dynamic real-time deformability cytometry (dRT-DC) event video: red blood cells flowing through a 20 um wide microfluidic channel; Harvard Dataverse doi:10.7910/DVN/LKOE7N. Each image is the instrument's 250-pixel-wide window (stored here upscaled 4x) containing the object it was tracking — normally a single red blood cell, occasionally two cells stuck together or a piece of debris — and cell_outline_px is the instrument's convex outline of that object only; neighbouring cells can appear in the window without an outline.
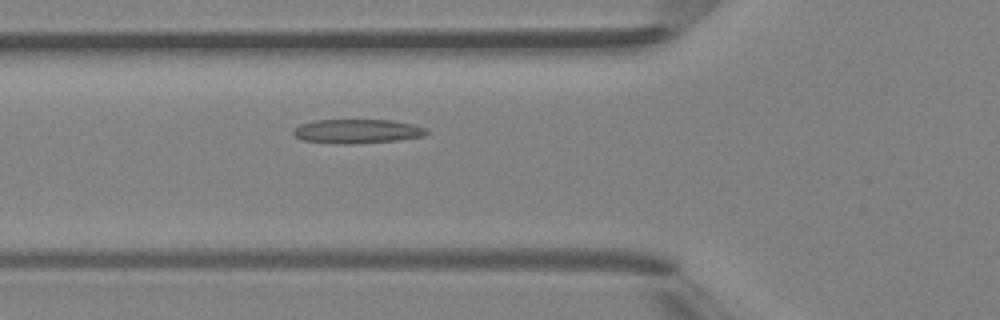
{"species": "Egyptian fruit bat (a non-hibernating species)", "species_latin": "Rousettus aegyptiacus", "temperature_condition": "room temperature", "stored_images_in_passage": 44, "camera_frame_rate_fps": 3000, "um_per_image_px": 0.085, "animal": {"sex": "female"}, "frame": {"image": 1, "passage_image": 14, "time_ms": 4.333, "image_size_px": [1000, 320], "cell_outline_px": [[428, 132], [424, 136], [396, 140], [352, 144], [344, 144], [304, 140], [296, 136], [292, 132], [292, 128], [300, 124], [312, 120], [392, 120], [412, 124], [428, 128]], "centroid_in_image_um": [30.36, 11.14], "position_along_channel_um": 95.4, "area_um2": 18.73}}
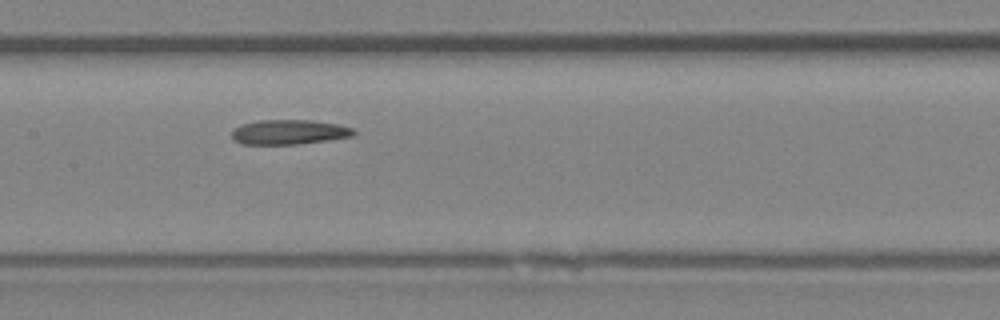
{"frame": {"image": 2, "passage_image": 20, "time_ms": 6.333, "image_size_px": [1000, 320], "cell_outline_px": [[356, 132], [352, 136], [328, 140], [296, 144], [244, 144], [232, 140], [232, 132], [240, 124], [260, 120], [312, 120], [336, 124], [352, 128]], "centroid_in_image_um": [24.55, 11.22], "position_along_channel_um": 182.9, "area_um2": 17.46}}
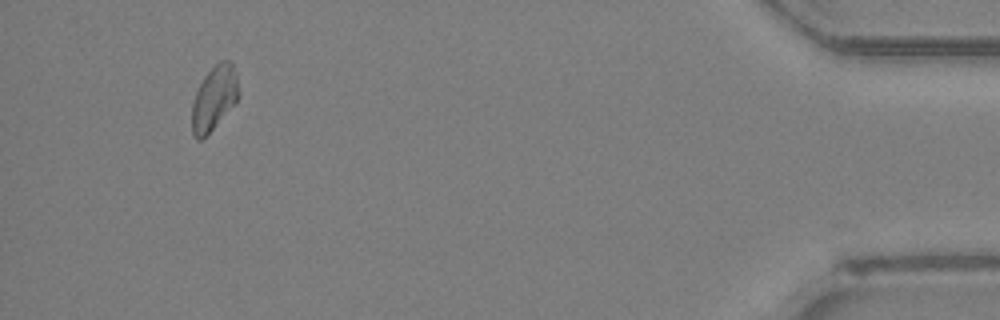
{"frame": {"image": 3, "passage_image": 41, "time_ms": 13.333, "image_size_px": [1000, 320], "cell_outline_px": [[240, 92], [236, 100], [212, 128], [200, 140], [196, 140], [192, 132], [192, 104], [196, 92], [204, 76], [220, 60], [232, 60]], "centroid_in_image_um": [18.19, 8.29], "position_along_channel_um": 417.0, "area_um2": 16.99}}